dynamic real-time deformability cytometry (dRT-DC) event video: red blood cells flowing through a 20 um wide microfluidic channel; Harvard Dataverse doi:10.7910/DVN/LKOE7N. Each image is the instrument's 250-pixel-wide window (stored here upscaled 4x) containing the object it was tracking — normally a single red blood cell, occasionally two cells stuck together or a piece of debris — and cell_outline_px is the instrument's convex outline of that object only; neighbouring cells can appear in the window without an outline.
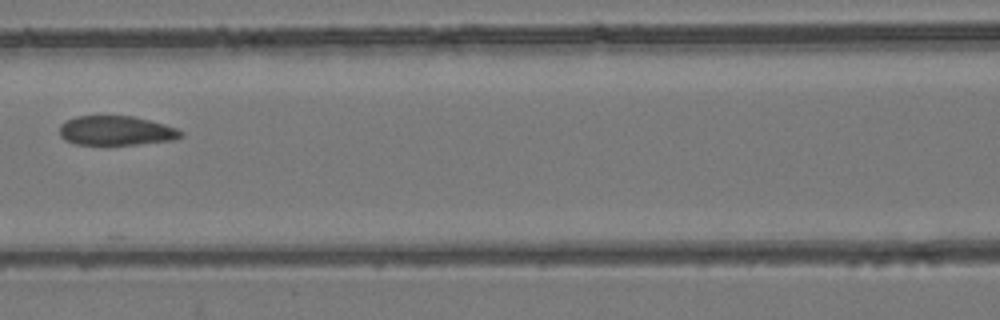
{"species": "common noctule bat (a hibernating species)", "species_latin": "Nyctalus noctula", "temperature_condition": "room temperature", "stored_images_in_passage": 4, "camera_frame_rate_fps": 3000, "um_per_image_px": 0.085, "animal": {"sex": "female", "body_mass_g": 24.6, "forearm_length_mm": 56.2}, "frame": {"image": 1, "passage_image": 3, "time_ms": 0.667, "image_size_px": [1000, 320], "cell_outline_px": [[184, 136], [172, 140], [140, 144], [76, 144], [64, 140], [60, 136], [60, 124], [76, 116], [132, 116], [164, 124], [176, 128], [184, 132]], "centroid_in_image_um": [9.88, 11.11], "position_along_channel_um": 156.7, "area_um2": 20.69}}
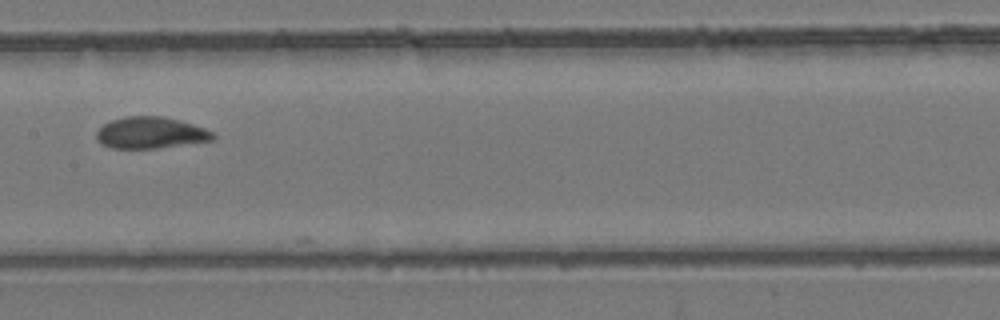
{"frame": {"image": 2, "passage_image": 4, "time_ms": 1.0, "image_size_px": [1000, 320], "cell_outline_px": [[216, 140], [156, 148], [108, 148], [100, 144], [96, 140], [96, 132], [104, 124], [112, 120], [128, 116], [160, 116], [180, 120], [204, 128], [212, 132], [216, 136]], "centroid_in_image_um": [12.79, 11.29], "position_along_channel_um": 194.6, "area_um2": 21.44}}